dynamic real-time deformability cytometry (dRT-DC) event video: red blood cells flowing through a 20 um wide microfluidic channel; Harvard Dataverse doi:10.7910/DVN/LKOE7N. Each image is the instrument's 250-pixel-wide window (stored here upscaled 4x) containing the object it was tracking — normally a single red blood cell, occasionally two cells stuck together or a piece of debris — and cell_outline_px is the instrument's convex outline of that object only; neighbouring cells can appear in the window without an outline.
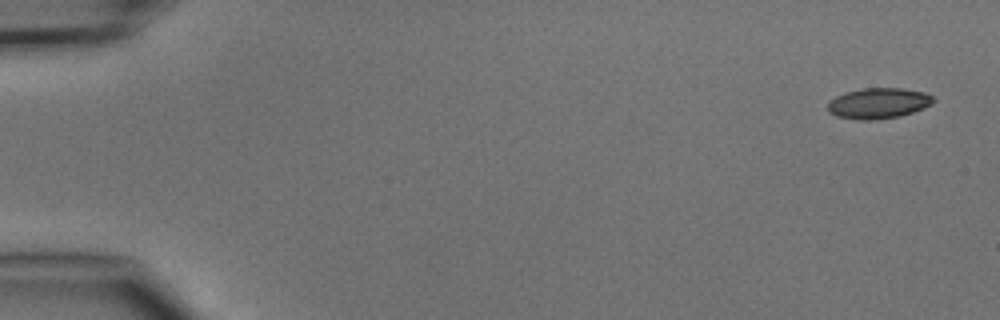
{"species": "common noctule bat (a hibernating species)", "species_latin": "Nyctalus noctula", "temperature_condition": "cold", "stored_images_in_passage": 5, "camera_frame_rate_fps": 3000, "um_per_image_px": 0.085, "animal": {"sex": "male", "body_mass_g": 15.6}, "frame": {"image": 1, "passage_image": 1, "time_ms": 0.0, "image_size_px": [1000, 320], "cell_outline_px": [[936, 100], [932, 104], [924, 108], [900, 116], [872, 120], [860, 120], [836, 116], [828, 112], [828, 104], [836, 96], [844, 92], [864, 88], [900, 88], [924, 92], [932, 96]], "centroid_in_image_um": [74.67, 8.78], "position_along_channel_um": 10.3, "area_um2": 18.84}}
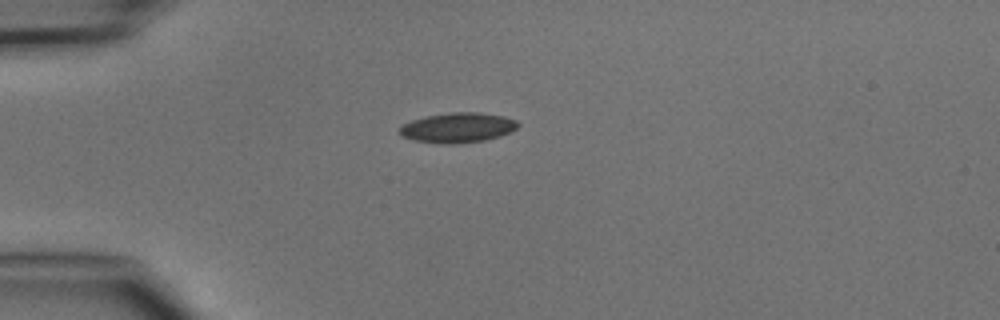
{"frame": {"image": 2, "passage_image": 4, "time_ms": 3.667, "image_size_px": [1000, 320], "cell_outline_px": [[520, 124], [516, 128], [500, 136], [484, 140], [456, 144], [440, 144], [412, 140], [400, 136], [396, 132], [404, 124], [412, 120], [428, 116], [452, 112], [480, 112], [504, 116], [516, 120]], "centroid_in_image_um": [38.87, 10.86], "position_along_channel_um": 46.1, "area_um2": 20.75}}